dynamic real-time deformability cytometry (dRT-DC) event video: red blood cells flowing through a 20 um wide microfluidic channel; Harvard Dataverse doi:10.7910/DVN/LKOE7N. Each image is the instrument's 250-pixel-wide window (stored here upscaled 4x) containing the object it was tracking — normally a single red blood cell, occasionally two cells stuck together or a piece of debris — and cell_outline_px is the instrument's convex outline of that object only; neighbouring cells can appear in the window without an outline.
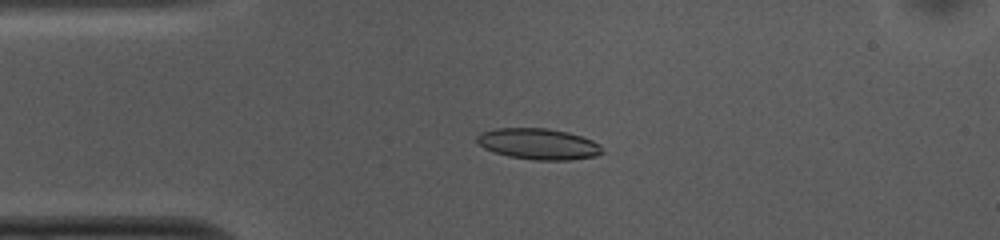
{"species": "common noctule bat (a hibernating species)", "species_latin": "Nyctalus noctula", "temperature_condition": "cold", "stored_images_in_passage": 52, "camera_frame_rate_fps": 3000, "um_per_image_px": 0.085, "animal": {"sex": "female", "body_mass_g": 10.0, "forearm_length_mm": 53.1}, "frame": {"image": 1, "passage_image": 11, "time_ms": 3.333, "image_size_px": [1000, 240], "cell_outline_px": [[604, 152], [596, 156], [572, 160], [536, 160], [508, 156], [492, 152], [484, 148], [476, 140], [476, 136], [480, 132], [496, 128], [548, 128], [568, 132], [592, 140], [600, 144], [604, 148]], "centroid_in_image_um": [45.78, 12.24], "position_along_channel_um": 39.2, "area_um2": 22.89}}
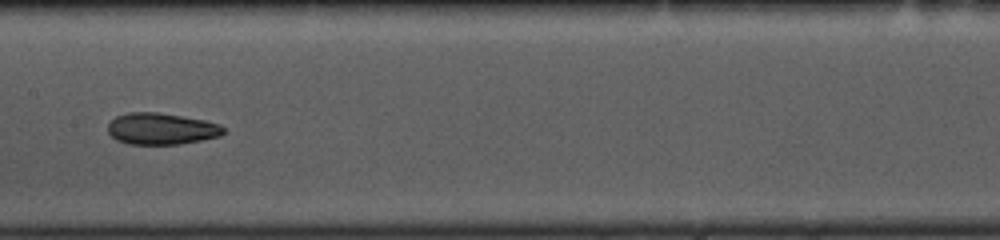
{"frame": {"image": 2, "passage_image": 25, "time_ms": 8.0, "image_size_px": [1000, 240], "cell_outline_px": [[224, 132], [220, 136], [180, 144], [128, 144], [116, 140], [108, 132], [108, 124], [116, 116], [128, 112], [156, 112], [204, 120], [220, 124], [224, 128]], "centroid_in_image_um": [13.69, 10.95], "position_along_channel_um": 193.7, "area_um2": 21.15}}
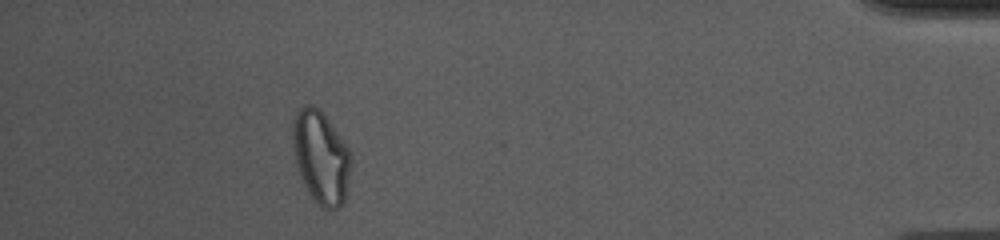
{"frame": {"image": 3, "passage_image": 47, "time_ms": 15.333, "image_size_px": [1000, 240], "cell_outline_px": [[352, 164], [344, 204], [328, 212], [308, 192], [300, 176], [296, 164], [292, 148], [292, 120], [296, 112], [304, 104], [312, 104], [320, 108], [352, 152]], "centroid_in_image_um": [27.29, 13.33], "position_along_channel_um": 407.9, "area_um2": 32.14}, "authors_computed_cell_mechanics": {"area_um2": 21.9351, "velocity_mm_per_s": 3.7285, "shape_relaxation_time_tau1_ms": 6.2486, "shape_relaxation_time_tau2_ms": 3.6655, "deformation_change_tau1": 0.1616, "deformation_change_tau2": 0.0927}}